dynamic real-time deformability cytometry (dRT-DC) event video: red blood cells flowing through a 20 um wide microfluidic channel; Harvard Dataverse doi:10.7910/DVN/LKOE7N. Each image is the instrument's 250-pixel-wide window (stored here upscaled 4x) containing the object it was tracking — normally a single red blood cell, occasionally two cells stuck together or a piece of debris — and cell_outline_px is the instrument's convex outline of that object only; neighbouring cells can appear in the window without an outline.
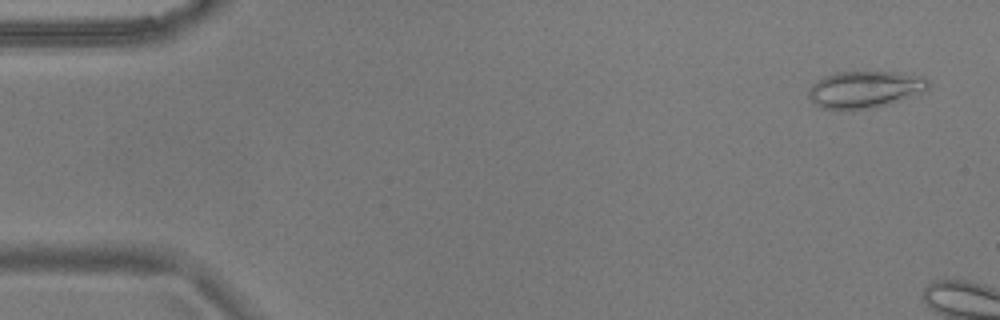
{"species": "common noctule bat (a hibernating species)", "species_latin": "Nyctalus noctula", "temperature_condition": "warm", "stored_images_in_passage": 7, "camera_frame_rate_fps": 3000, "um_per_image_px": 0.085, "animal": {"sex": "male", "body_mass_g": 17.9}, "frame": {"image": 1, "passage_image": 3, "time_ms": 0.667, "image_size_px": [1000, 320], "cell_outline_px": [[928, 88], [888, 104], [872, 108], [836, 112], [820, 108], [808, 96], [808, 92], [812, 84], [816, 80], [824, 76], [836, 72], [900, 72], [924, 76], [928, 80]], "centroid_in_image_um": [73.43, 7.62], "position_along_channel_um": 11.6, "area_um2": 25.95}}